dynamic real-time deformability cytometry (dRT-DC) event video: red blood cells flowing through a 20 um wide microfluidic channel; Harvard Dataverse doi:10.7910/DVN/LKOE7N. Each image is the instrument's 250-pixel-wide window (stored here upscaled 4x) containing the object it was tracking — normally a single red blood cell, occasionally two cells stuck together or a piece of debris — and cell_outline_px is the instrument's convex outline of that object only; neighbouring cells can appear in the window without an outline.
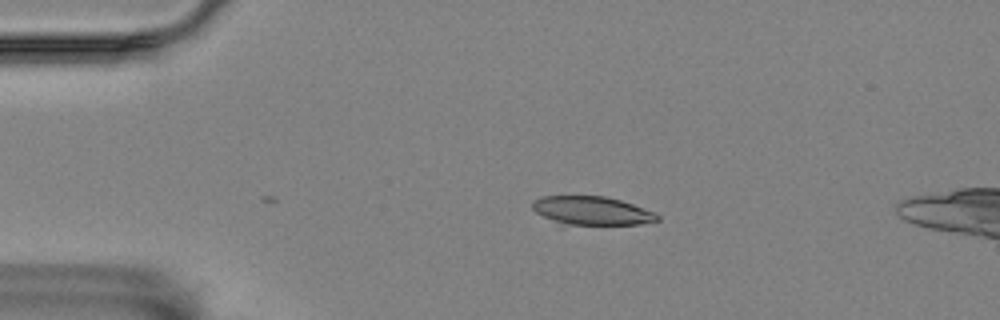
{"species": "Egyptian fruit bat (a non-hibernating species)", "species_latin": "Rousettus aegyptiacus", "temperature_condition": "room temperature", "stored_images_in_passage": 2, "camera_frame_rate_fps": 3000, "um_per_image_px": 0.085, "animal": {"sex": "female"}, "frame": {"image": 1, "passage_image": 2, "time_ms": 0.333, "image_size_px": [1000, 320], "cell_outline_px": [[660, 220], [640, 224], [564, 224], [544, 216], [536, 212], [532, 208], [532, 200], [540, 196], [604, 196], [620, 200], [656, 212], [660, 216]], "centroid_in_image_um": [50.33, 17.89], "position_along_channel_um": 34.7, "area_um2": 20.58}}